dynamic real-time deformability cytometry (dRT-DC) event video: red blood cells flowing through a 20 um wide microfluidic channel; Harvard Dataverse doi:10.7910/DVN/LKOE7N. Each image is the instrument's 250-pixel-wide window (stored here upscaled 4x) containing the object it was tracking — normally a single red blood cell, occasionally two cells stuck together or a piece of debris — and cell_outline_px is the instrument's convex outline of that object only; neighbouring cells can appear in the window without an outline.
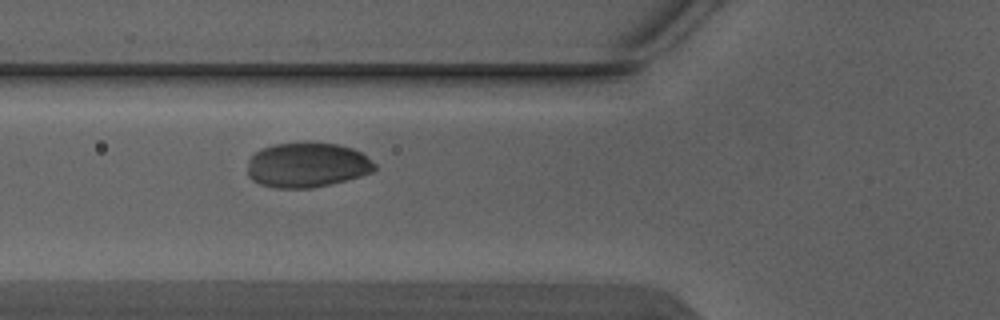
{"species": "Egyptian fruit bat (a non-hibernating species)", "species_latin": "Rousettus aegyptiacus", "temperature_condition": "warm", "stored_images_in_passage": 2, "camera_frame_rate_fps": 3000, "um_per_image_px": 0.085, "animal": {"sex": "male"}, "frame": {"image": 1, "passage_image": 2, "time_ms": 0.333, "image_size_px": [1000, 320], "cell_outline_px": [[376, 168], [372, 172], [360, 176], [312, 188], [276, 188], [260, 184], [252, 180], [248, 176], [248, 160], [260, 148], [276, 144], [304, 140], [312, 140], [336, 144], [352, 148], [360, 152], [376, 164]], "centroid_in_image_um": [26.08, 13.99], "position_along_channel_um": 99.7, "area_um2": 33.7}}